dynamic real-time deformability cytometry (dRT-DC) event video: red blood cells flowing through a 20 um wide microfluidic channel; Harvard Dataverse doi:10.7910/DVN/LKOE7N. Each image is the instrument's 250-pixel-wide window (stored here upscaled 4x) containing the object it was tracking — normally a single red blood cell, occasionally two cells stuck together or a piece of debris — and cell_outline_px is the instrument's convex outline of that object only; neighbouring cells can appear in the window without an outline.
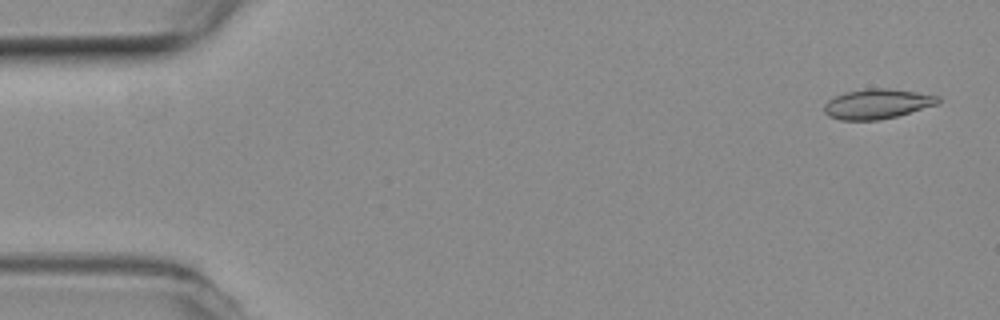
{"species": "common noctule bat (a hibernating species)", "species_latin": "Nyctalus noctula", "temperature_condition": "room temperature", "stored_images_in_passage": 4, "camera_frame_rate_fps": 3000, "um_per_image_px": 0.085, "animal": {"sex": "female", "body_mass_g": 19.3, "forearm_length_mm": 54.1}, "frame": {"image": 1, "passage_image": 1, "time_ms": 0.0, "image_size_px": [1000, 320], "cell_outline_px": [[940, 104], [896, 116], [880, 120], [840, 120], [828, 116], [824, 112], [824, 104], [828, 100], [844, 92], [868, 88], [888, 88], [916, 92], [940, 96]], "centroid_in_image_um": [74.57, 8.83], "position_along_channel_um": 10.4, "area_um2": 19.94}}
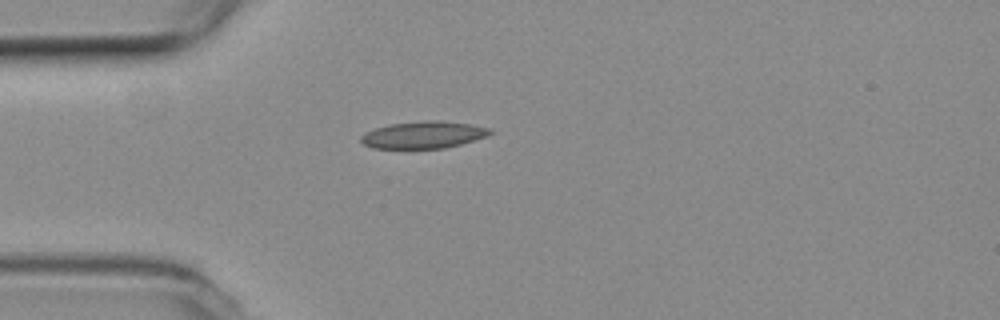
{"frame": {"image": 2, "passage_image": 4, "time_ms": 1.0, "image_size_px": [1000, 320], "cell_outline_px": [[492, 132], [488, 136], [460, 144], [444, 148], [372, 148], [364, 144], [360, 140], [360, 136], [364, 132], [388, 124], [424, 120], [440, 120], [468, 124], [488, 128]], "centroid_in_image_um": [35.95, 11.45], "position_along_channel_um": 49.1, "area_um2": 20.29}}